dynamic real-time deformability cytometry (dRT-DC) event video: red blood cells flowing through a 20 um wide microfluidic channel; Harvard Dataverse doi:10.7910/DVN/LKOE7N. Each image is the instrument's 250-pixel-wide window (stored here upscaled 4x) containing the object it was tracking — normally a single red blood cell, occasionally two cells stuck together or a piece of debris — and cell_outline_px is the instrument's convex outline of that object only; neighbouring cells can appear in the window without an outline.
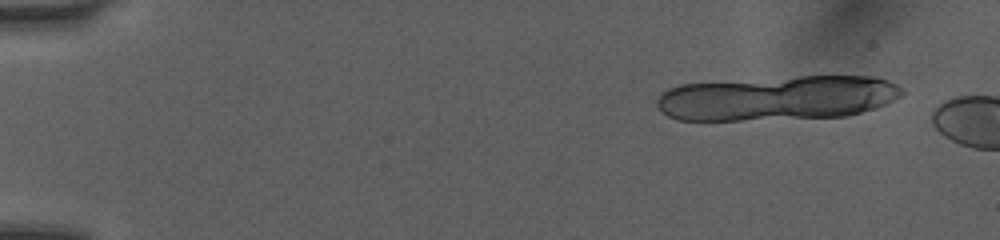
{"species": "human", "species_latin": "Homo sapiens", "temperature_condition": "room temperature", "stored_images_in_passage": 8, "camera_frame_rate_fps": 3000, "um_per_image_px": 0.085, "donor": {"sex": "female"}, "frame": {"image": 1, "passage_image": 4, "time_ms": 1.0, "image_size_px": [1000, 240], "cell_outline_px": [[904, 92], [900, 96], [884, 104], [848, 116], [740, 120], [676, 120], [668, 116], [656, 104], [656, 100], [660, 92], [668, 88], [680, 84], [800, 76], [868, 76], [888, 80], [904, 88]], "centroid_in_image_um": [66.04, 8.33], "position_along_channel_um": 19.0, "area_um2": 63.7}}